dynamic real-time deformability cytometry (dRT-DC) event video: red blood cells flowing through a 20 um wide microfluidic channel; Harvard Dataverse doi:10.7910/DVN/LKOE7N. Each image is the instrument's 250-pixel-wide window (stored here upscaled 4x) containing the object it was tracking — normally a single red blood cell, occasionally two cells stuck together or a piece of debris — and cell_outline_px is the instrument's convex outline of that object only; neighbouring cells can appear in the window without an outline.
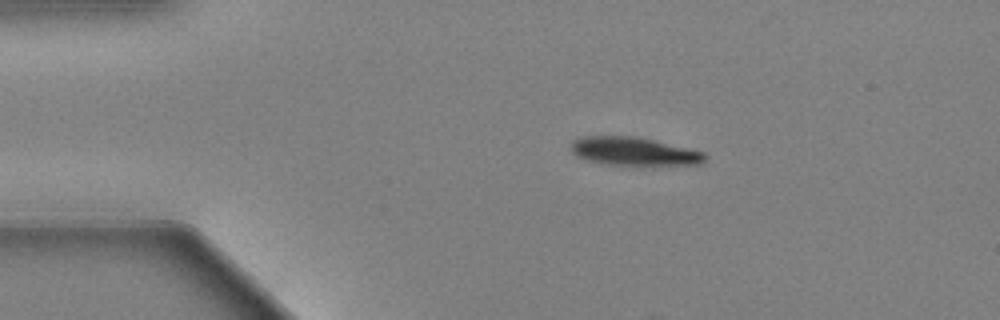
{"species": "Egyptian fruit bat (a non-hibernating species)", "species_latin": "Rousettus aegyptiacus", "temperature_condition": "warm", "stored_images_in_passage": 6, "camera_frame_rate_fps": 3000, "um_per_image_px": 0.085, "animal": {"sex": "female"}, "frame": {"image": 1, "passage_image": 1, "time_ms": 0.0, "image_size_px": [1000, 320], "cell_outline_px": [[704, 160], [700, 164], [612, 164], [588, 160], [576, 156], [572, 152], [572, 140], [580, 136], [636, 136], [688, 148], [704, 152]], "centroid_in_image_um": [53.83, 12.84], "position_along_channel_um": 31.2, "area_um2": 21.5}}